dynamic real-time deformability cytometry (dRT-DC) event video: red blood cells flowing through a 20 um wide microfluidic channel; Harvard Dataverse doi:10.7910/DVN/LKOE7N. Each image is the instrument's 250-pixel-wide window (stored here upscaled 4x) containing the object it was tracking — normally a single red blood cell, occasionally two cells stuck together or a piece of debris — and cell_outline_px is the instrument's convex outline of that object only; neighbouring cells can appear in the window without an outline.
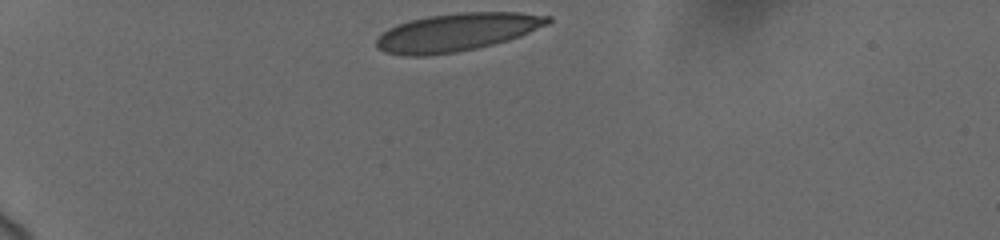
{"species": "human", "species_latin": "Homo sapiens", "temperature_condition": "cold", "stored_images_in_passage": 35, "camera_frame_rate_fps": 3000, "um_per_image_px": 0.085, "donor": {"sex": "female"}, "frame": {"image": 1, "passage_image": 1, "time_ms": 0.0, "image_size_px": [1000, 240], "cell_outline_px": [[552, 20], [548, 24], [520, 36], [508, 40], [476, 48], [456, 52], [424, 56], [404, 56], [384, 52], [376, 48], [376, 40], [388, 28], [396, 24], [428, 16], [460, 12], [520, 12], [552, 16]], "centroid_in_image_um": [38.83, 2.74], "position_along_channel_um": 46.2, "area_um2": 37.92}}
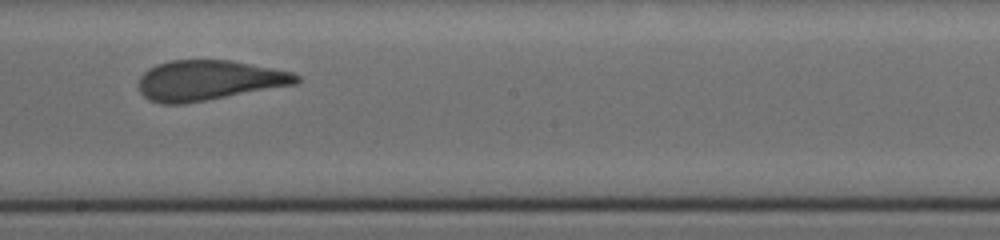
{"frame": {"image": 2, "passage_image": 20, "time_ms": 6.333, "image_size_px": [1000, 240], "cell_outline_px": [[300, 80], [296, 84], [184, 104], [160, 104], [148, 100], [140, 92], [140, 76], [148, 68], [156, 64], [168, 60], [228, 60], [272, 68], [292, 72], [300, 76]], "centroid_in_image_um": [17.71, 6.83], "position_along_channel_um": 230.5, "area_um2": 36.76}}
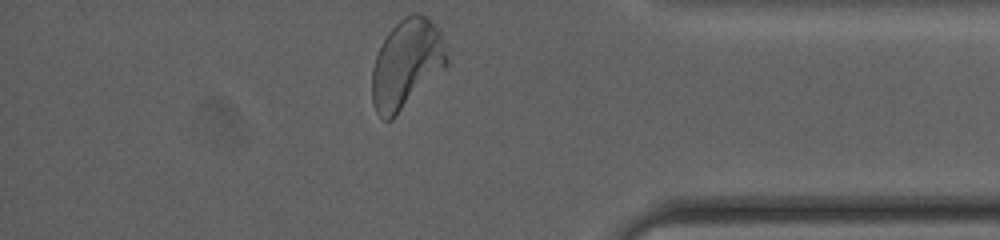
{"frame": {"image": 3, "passage_image": 35, "time_ms": 11.333, "image_size_px": [1000, 240], "cell_outline_px": [[448, 64], [392, 120], [384, 120], [376, 112], [372, 104], [372, 68], [380, 44], [388, 32], [404, 16], [412, 12], [416, 12], [428, 16], [440, 28], [448, 56]], "centroid_in_image_um": [34.56, 5.39], "position_along_channel_um": 400.6, "area_um2": 39.07}}